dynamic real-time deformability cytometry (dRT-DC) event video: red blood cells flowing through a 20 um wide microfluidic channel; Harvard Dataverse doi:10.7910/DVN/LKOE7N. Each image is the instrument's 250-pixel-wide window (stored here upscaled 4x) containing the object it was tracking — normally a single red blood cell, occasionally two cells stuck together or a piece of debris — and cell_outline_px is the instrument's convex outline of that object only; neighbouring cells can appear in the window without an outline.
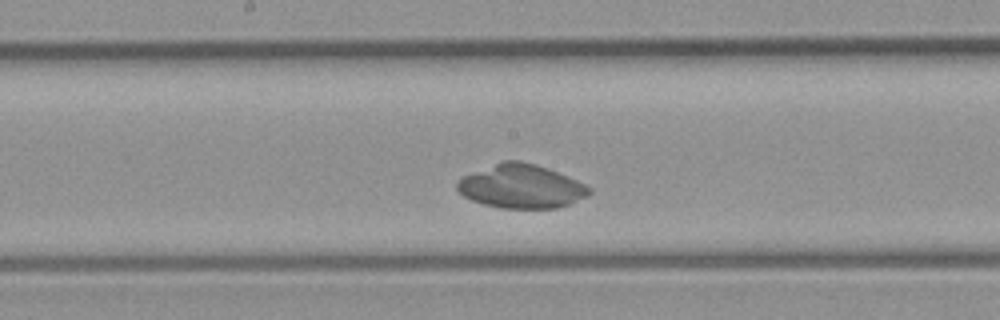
{"species": "common noctule bat (a hibernating species)", "species_latin": "Nyctalus noctula", "temperature_condition": "room temperature", "stored_images_in_passage": 25, "camera_frame_rate_fps": 3000, "um_per_image_px": 0.085, "animal": {"sex": "male", "body_mass_g": 23.1, "forearm_length_mm": 52.7}, "frame": {"image": 1, "passage_image": 12, "time_ms": 3.667, "image_size_px": [1000, 320], "cell_outline_px": [[592, 192], [588, 196], [568, 204], [556, 208], [500, 208], [484, 204], [472, 200], [464, 196], [456, 188], [456, 180], [460, 176], [504, 160], [520, 160], [536, 164], [548, 168], [576, 180], [592, 188]], "centroid_in_image_um": [44.27, 15.83], "position_along_channel_um": 203.9, "area_um2": 33.76}}